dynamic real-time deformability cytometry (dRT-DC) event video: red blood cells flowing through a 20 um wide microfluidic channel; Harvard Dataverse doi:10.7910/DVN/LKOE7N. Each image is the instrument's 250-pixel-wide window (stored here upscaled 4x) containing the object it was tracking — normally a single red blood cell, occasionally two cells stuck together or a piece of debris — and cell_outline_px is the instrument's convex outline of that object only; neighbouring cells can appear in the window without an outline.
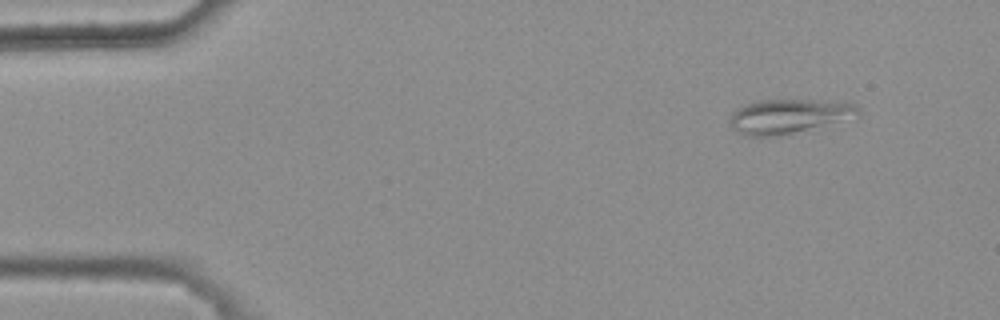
{"species": "common noctule bat (a hibernating species)", "species_latin": "Nyctalus noctula", "temperature_condition": "warm", "stored_images_in_passage": 8, "camera_frame_rate_fps": 3000, "um_per_image_px": 0.085, "animal": {"sex": "female", "body_mass_g": 25.1}, "frame": {"image": 1, "passage_image": 1, "time_ms": 0.0, "image_size_px": [1000, 320], "cell_outline_px": [[860, 116], [780, 136], [744, 136], [736, 132], [732, 128], [728, 120], [728, 116], [732, 112], [744, 104], [760, 100], [808, 100], [856, 104], [860, 108]], "centroid_in_image_um": [66.98, 9.89], "position_along_channel_um": 18.0, "area_um2": 25.72}}
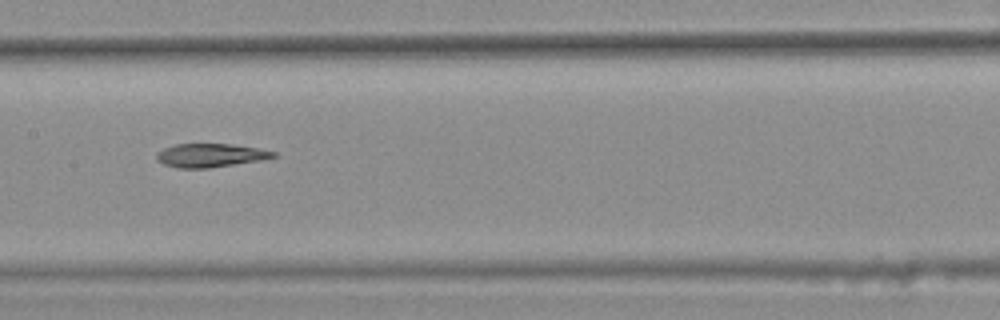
{"frame": {"image": 2, "passage_image": 7, "time_ms": 2.0, "image_size_px": [1000, 320], "cell_outline_px": [[276, 156], [260, 160], [208, 168], [180, 168], [164, 164], [156, 160], [156, 152], [164, 148], [176, 144], [232, 144], [256, 148], [276, 152]], "centroid_in_image_um": [17.83, 13.2], "position_along_channel_um": 189.6, "area_um2": 15.84}}
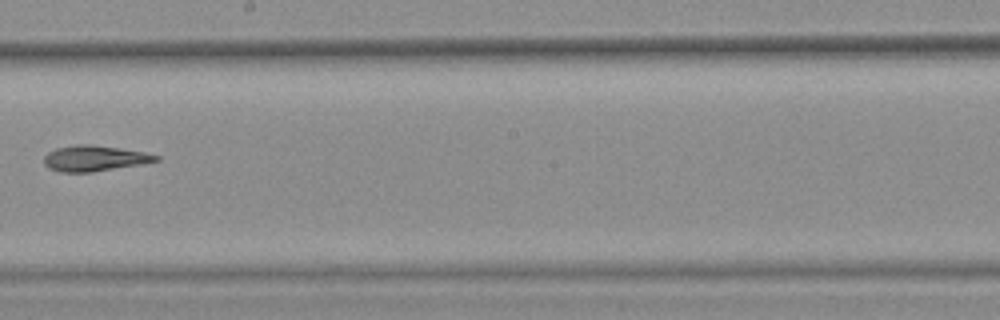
{"frame": {"image": 3, "passage_image": 8, "time_ms": 2.333, "image_size_px": [1000, 320], "cell_outline_px": [[160, 160], [144, 164], [92, 172], [60, 172], [48, 168], [44, 164], [44, 156], [48, 152], [56, 148], [76, 144], [88, 144], [120, 148], [144, 152], [160, 156]], "centroid_in_image_um": [8.03, 13.46], "position_along_channel_um": 240.2, "area_um2": 16.88}}